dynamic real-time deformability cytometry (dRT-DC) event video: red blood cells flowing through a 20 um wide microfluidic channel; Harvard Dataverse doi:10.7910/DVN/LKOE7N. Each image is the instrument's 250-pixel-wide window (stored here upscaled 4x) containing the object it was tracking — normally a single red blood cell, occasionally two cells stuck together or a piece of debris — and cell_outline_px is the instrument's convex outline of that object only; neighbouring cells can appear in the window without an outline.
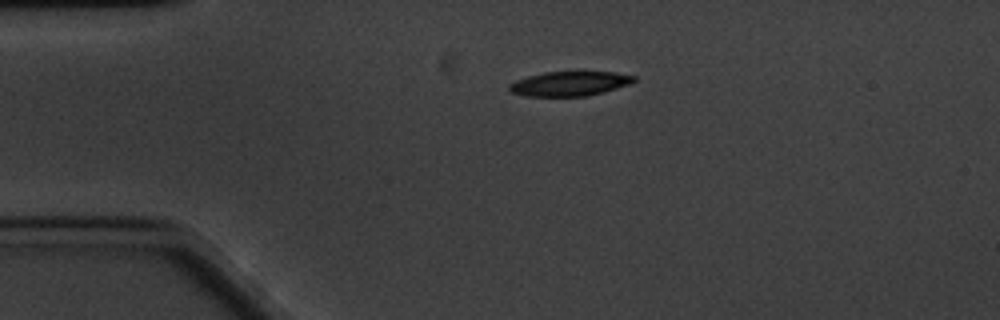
{"species": "common noctule bat (a hibernating species)", "species_latin": "Nyctalus noctula", "temperature_condition": "cold", "stored_images_in_passage": 48, "camera_frame_rate_fps": 3000, "um_per_image_px": 0.085, "animal": {"sex": "male", "body_mass_g": 20.1, "forearm_length_mm": 53.5}, "frame": {"image": 1, "passage_image": 1, "time_ms": 0.0, "image_size_px": [1000, 320], "cell_outline_px": [[636, 80], [628, 84], [604, 92], [588, 96], [528, 96], [512, 92], [508, 88], [508, 84], [516, 80], [528, 76], [544, 72], [576, 68], [616, 72], [636, 76]], "centroid_in_image_um": [48.46, 7.05], "position_along_channel_um": 36.5, "area_um2": 18.79}}
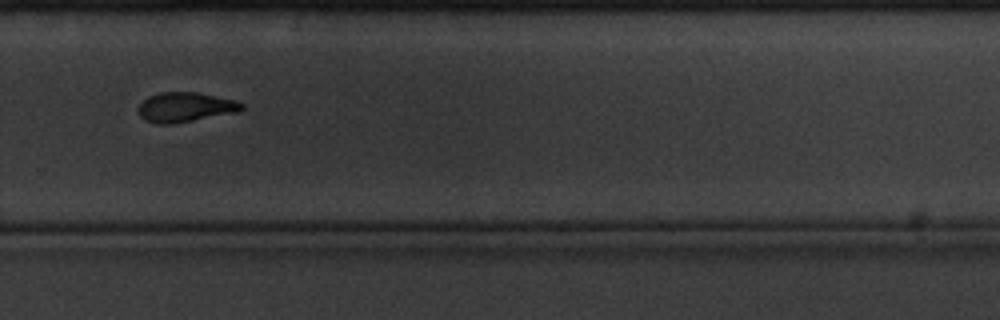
{"frame": {"image": 2, "passage_image": 29, "time_ms": 9.333, "image_size_px": [1000, 320], "cell_outline_px": [[244, 108], [240, 112], [172, 124], [156, 124], [144, 120], [140, 116], [136, 108], [148, 96], [160, 92], [196, 92], [236, 100], [244, 104]], "centroid_in_image_um": [15.75, 9.12], "position_along_channel_um": 314.1, "area_um2": 18.15}}
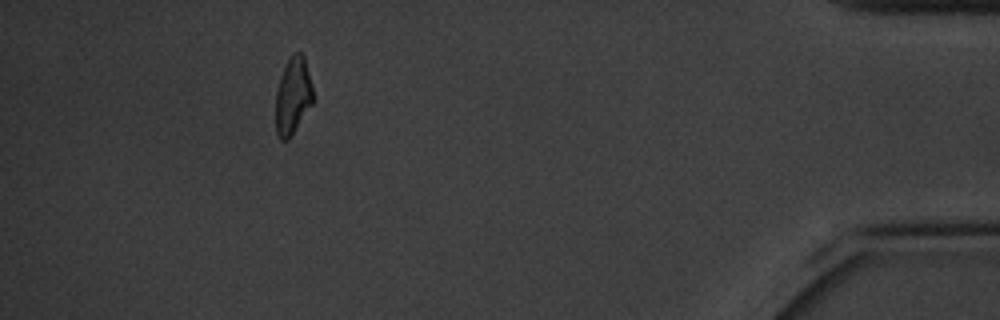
{"frame": {"image": 3, "passage_image": 43, "time_ms": 14.0, "image_size_px": [1000, 320], "cell_outline_px": [[312, 104], [288, 140], [280, 140], [276, 132], [276, 92], [280, 76], [288, 56], [292, 52], [304, 52], [312, 84]], "centroid_in_image_um": [24.89, 8.08], "position_along_channel_um": 410.3, "area_um2": 16.94}, "authors_computed_cell_mechanics": {"area_um2": 18.2937, "velocity_mm_per_s": 3.3023, "shape_relaxation_time_tau1_ms": 5.7551, "shape_relaxation_time_tau2_ms": 5.7178, "deformation_change_tau1": 0.1621, "deformation_change_tau2": 0.1338}}